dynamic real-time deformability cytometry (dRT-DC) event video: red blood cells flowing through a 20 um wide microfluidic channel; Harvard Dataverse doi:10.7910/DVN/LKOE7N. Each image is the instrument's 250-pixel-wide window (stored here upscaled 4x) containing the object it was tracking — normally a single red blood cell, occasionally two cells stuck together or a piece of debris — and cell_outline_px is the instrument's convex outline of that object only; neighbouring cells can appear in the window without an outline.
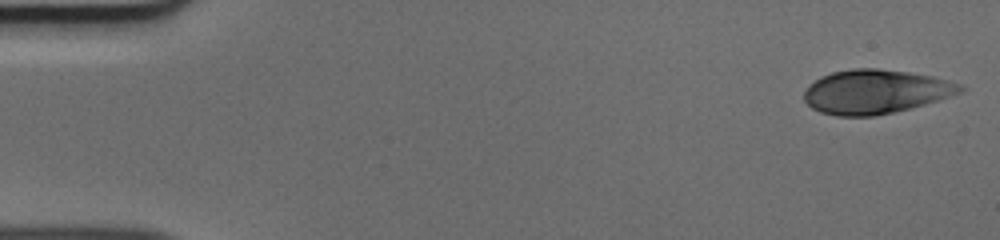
{"species": "human", "species_latin": "Homo sapiens", "temperature_condition": "cold", "stored_images_in_passage": 49, "camera_frame_rate_fps": 3000, "um_per_image_px": 0.085, "donor": {"sex": "male"}, "frame": {"image": 1, "passage_image": 1, "time_ms": 0.0, "image_size_px": [1000, 240], "cell_outline_px": [[964, 88], [960, 92], [912, 108], [872, 116], [836, 116], [820, 112], [812, 108], [804, 100], [804, 92], [808, 84], [820, 76], [832, 72], [852, 68], [876, 68], [908, 72], [932, 76], [948, 80], [960, 84]], "centroid_in_image_um": [74.35, 7.79], "position_along_channel_um": 10.6, "area_um2": 39.94}}
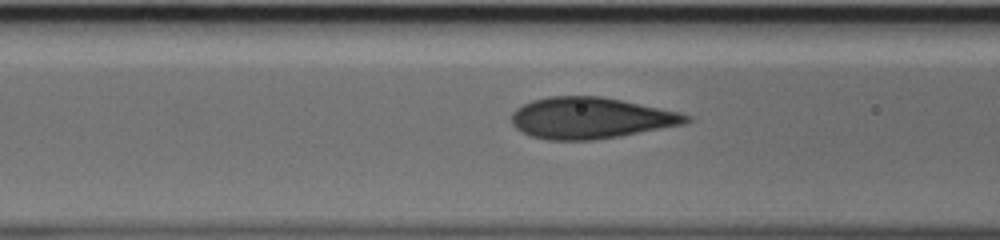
{"frame": {"image": 2, "passage_image": 19, "time_ms": 6.0, "image_size_px": [1000, 240], "cell_outline_px": [[692, 120], [684, 124], [616, 136], [592, 140], [548, 140], [532, 136], [520, 132], [512, 124], [512, 112], [516, 108], [532, 100], [548, 96], [600, 96], [680, 112], [692, 116]], "centroid_in_image_um": [50.17, 10.03], "position_along_channel_um": 116.4, "area_um2": 41.73}}
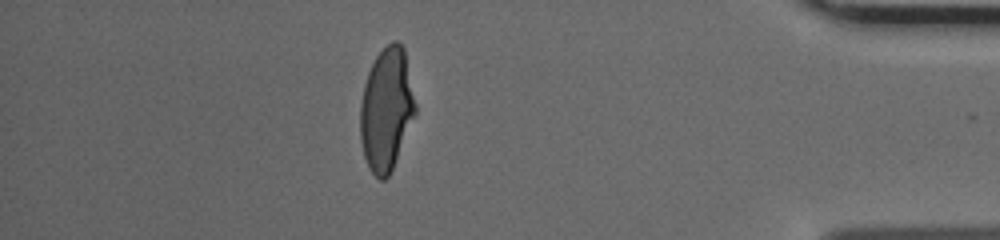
{"frame": {"image": 3, "passage_image": 43, "time_ms": 14.0, "image_size_px": [1000, 240], "cell_outline_px": [[416, 116], [392, 168], [388, 176], [384, 180], [380, 180], [368, 168], [364, 156], [360, 140], [360, 104], [364, 84], [368, 72], [376, 56], [392, 40], [396, 40], [404, 48], [416, 104]], "centroid_in_image_um": [32.85, 9.3], "position_along_channel_um": 402.4, "area_um2": 39.48}}